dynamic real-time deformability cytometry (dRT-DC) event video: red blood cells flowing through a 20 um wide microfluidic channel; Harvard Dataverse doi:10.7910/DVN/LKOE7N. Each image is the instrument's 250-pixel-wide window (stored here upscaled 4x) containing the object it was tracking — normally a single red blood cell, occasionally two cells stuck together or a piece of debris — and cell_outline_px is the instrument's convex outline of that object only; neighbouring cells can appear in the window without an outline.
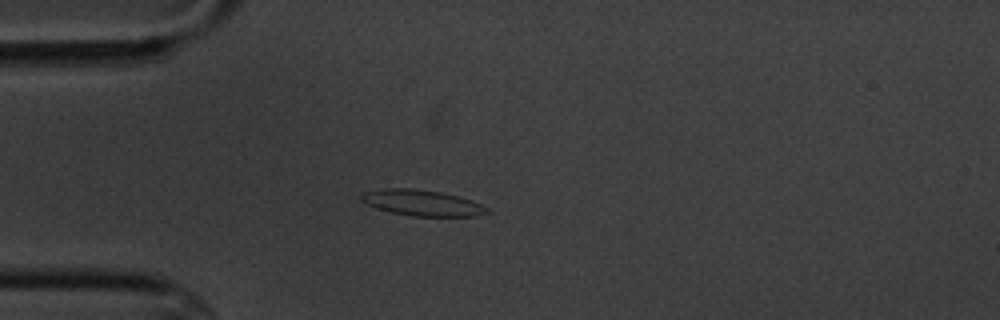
{"species": "common noctule bat (a hibernating species)", "species_latin": "Nyctalus noctula", "temperature_condition": "cold", "stored_images_in_passage": 4, "camera_frame_rate_fps": 3000, "um_per_image_px": 0.085, "animal": {"sex": "male", "body_mass_g": 20.1, "forearm_length_mm": 53.5}, "frame": {"image": 1, "passage_image": 4, "time_ms": 3.333, "image_size_px": [1000, 320], "cell_outline_px": [[492, 212], [476, 216], [412, 216], [388, 212], [376, 208], [360, 200], [360, 196], [364, 192], [384, 188], [412, 188], [440, 192], [472, 200], [488, 208]], "centroid_in_image_um": [35.87, 17.25], "position_along_channel_um": 49.1, "area_um2": 19.02}}